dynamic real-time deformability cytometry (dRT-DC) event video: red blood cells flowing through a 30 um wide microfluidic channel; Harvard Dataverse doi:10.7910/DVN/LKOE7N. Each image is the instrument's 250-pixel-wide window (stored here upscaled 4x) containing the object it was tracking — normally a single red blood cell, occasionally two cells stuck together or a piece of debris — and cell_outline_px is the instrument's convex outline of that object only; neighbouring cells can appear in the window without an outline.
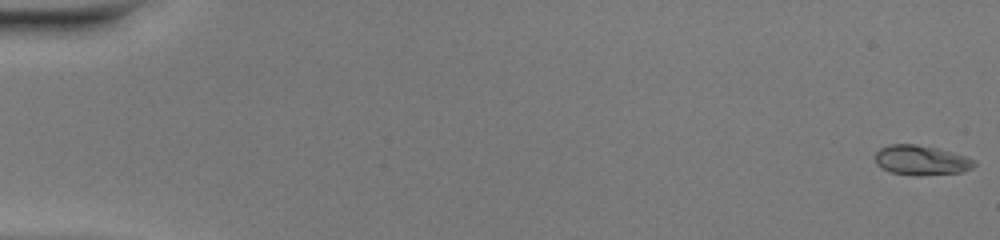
{"species": "common noctule bat (a hibernating species)", "species_latin": "Nyctalus noctula", "temperature_condition": "warm", "stored_images_in_passage": 51, "camera_frame_rate_fps": 3000, "um_per_image_px": 0.085, "animal": {"sex": "female", "body_mass_g": 20.0, "forearm_length_mm": 54.0}, "frame": {"image": 1, "passage_image": 1, "time_ms": 0.0, "image_size_px": [1000, 240], "cell_outline_px": [[976, 164], [972, 168], [964, 172], [920, 176], [912, 176], [892, 172], [880, 168], [876, 164], [876, 152], [880, 148], [888, 144], [916, 144], [936, 148], [952, 152], [976, 160]], "centroid_in_image_um": [78.3, 13.63], "position_along_channel_um": 6.7, "area_um2": 17.4}}
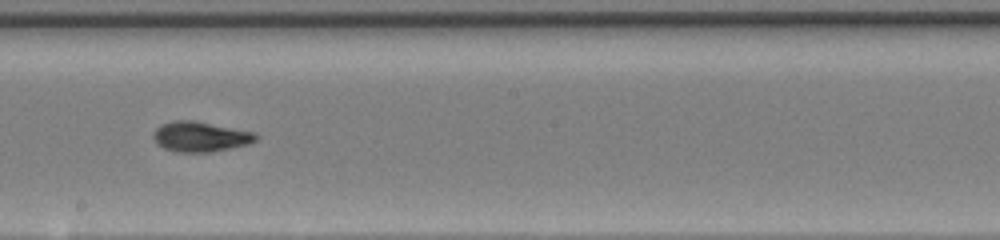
{"frame": {"image": 2, "passage_image": 30, "time_ms": 9.667, "image_size_px": [1000, 240], "cell_outline_px": [[256, 140], [248, 144], [212, 152], [176, 152], [164, 148], [156, 144], [152, 136], [152, 132], [160, 124], [172, 120], [192, 120], [256, 132]], "centroid_in_image_um": [16.98, 11.61], "position_along_channel_um": 231.2, "area_um2": 18.15}}
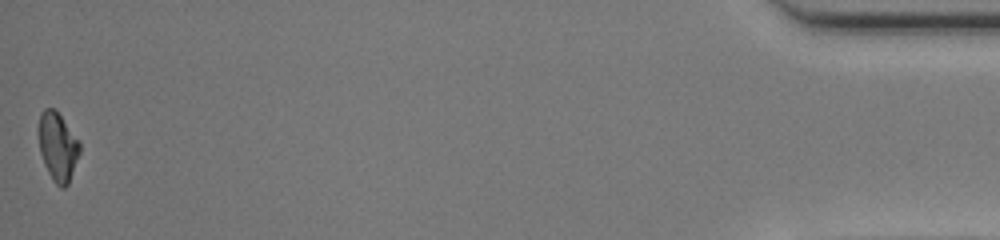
{"frame": {"image": 3, "passage_image": 51, "time_ms": 16.667, "image_size_px": [1000, 240], "cell_outline_px": [[80, 152], [68, 184], [64, 188], [60, 188], [52, 180], [44, 164], [40, 152], [36, 132], [40, 112], [44, 108], [52, 108], [60, 116], [80, 140]], "centroid_in_image_um": [4.88, 12.45], "position_along_channel_um": 430.3, "area_um2": 16.7}, "authors_computed_cell_mechanics": {"area_um2": 16.9932, "velocity_mm_per_s": 4.1402, "shape_relaxation_time_tau1_ms": 5.1999, "shape_relaxation_time_tau2_ms": 1.5424, "deformation_change_tau1": 0.2313, "deformation_change_tau2": 0.052}}